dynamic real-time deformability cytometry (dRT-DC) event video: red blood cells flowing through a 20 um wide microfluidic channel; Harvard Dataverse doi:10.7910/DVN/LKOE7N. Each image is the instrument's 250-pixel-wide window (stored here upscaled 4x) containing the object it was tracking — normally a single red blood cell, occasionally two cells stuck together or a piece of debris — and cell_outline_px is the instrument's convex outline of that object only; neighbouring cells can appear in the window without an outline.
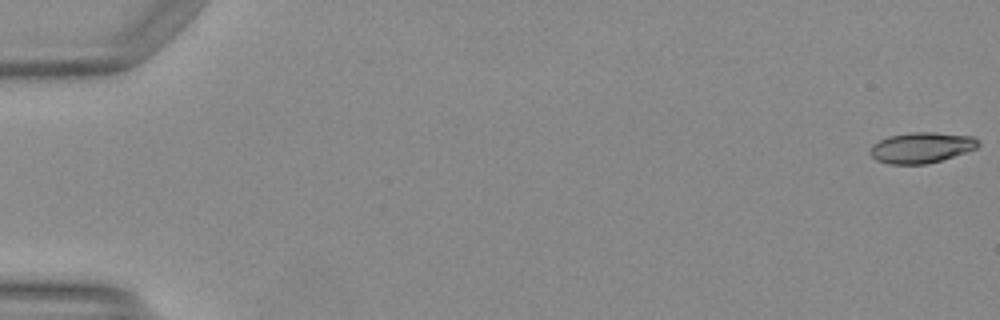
{"species": "Egyptian fruit bat (a non-hibernating species)", "species_latin": "Rousettus aegyptiacus", "temperature_condition": "warm", "stored_images_in_passage": 50, "camera_frame_rate_fps": 3000, "um_per_image_px": 0.085, "animal": {"sex": "female"}, "frame": {"image": 1, "passage_image": 1, "time_ms": 0.0, "image_size_px": [1000, 320], "cell_outline_px": [[980, 144], [976, 148], [968, 152], [928, 164], [888, 164], [876, 160], [868, 152], [872, 144], [888, 136], [912, 132], [936, 132], [972, 136]], "centroid_in_image_um": [78.3, 12.55], "position_along_channel_um": 6.7, "area_um2": 19.48}}
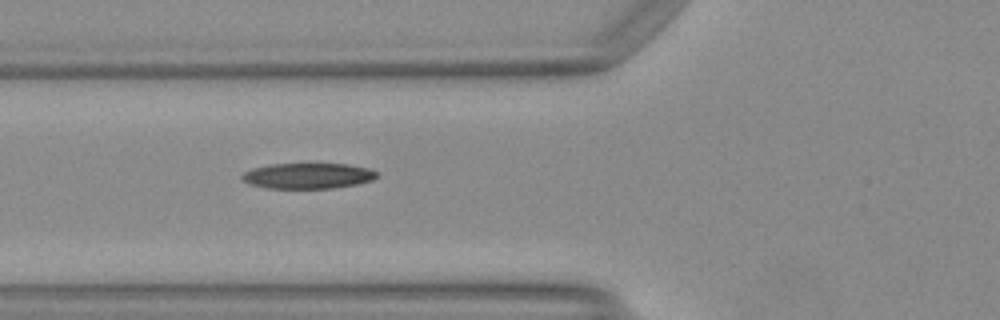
{"frame": {"image": 2, "passage_image": 20, "time_ms": 6.333, "image_size_px": [1000, 320], "cell_outline_px": [[376, 176], [372, 180], [356, 184], [332, 188], [264, 188], [248, 184], [240, 180], [240, 176], [244, 172], [252, 168], [268, 164], [316, 160], [348, 164], [372, 168], [376, 172]], "centroid_in_image_um": [26.13, 14.88], "position_along_channel_um": 99.7, "area_um2": 21.44}}
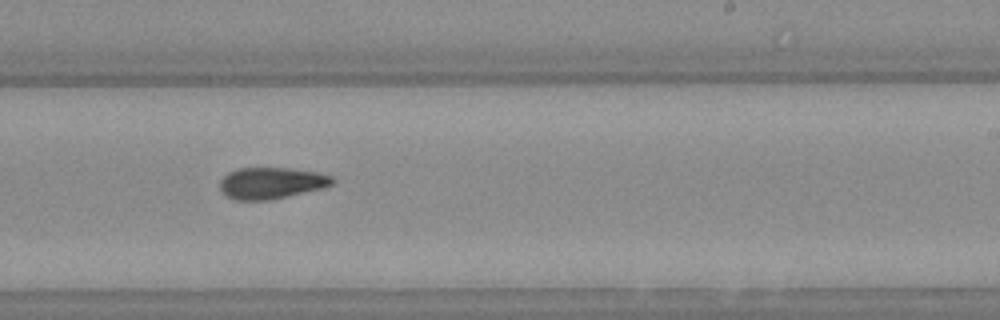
{"frame": {"image": 3, "passage_image": 32, "time_ms": 10.333, "image_size_px": [1000, 320], "cell_outline_px": [[336, 180], [332, 184], [324, 188], [272, 200], [232, 200], [220, 192], [220, 180], [228, 172], [240, 168], [288, 168], [316, 172], [332, 176]], "centroid_in_image_um": [23.05, 15.57], "position_along_channel_um": 266.0, "area_um2": 20.87}, "authors_computed_cell_mechanics": {"area_um2": 20.2589, "velocity_mm_per_s": 4.1694, "shape_relaxation_time_tau1_ms": null, "shape_relaxation_time_tau2_ms": 4.9156, "deformation_change_tau1": null, "deformation_change_tau2": 0.1425}}